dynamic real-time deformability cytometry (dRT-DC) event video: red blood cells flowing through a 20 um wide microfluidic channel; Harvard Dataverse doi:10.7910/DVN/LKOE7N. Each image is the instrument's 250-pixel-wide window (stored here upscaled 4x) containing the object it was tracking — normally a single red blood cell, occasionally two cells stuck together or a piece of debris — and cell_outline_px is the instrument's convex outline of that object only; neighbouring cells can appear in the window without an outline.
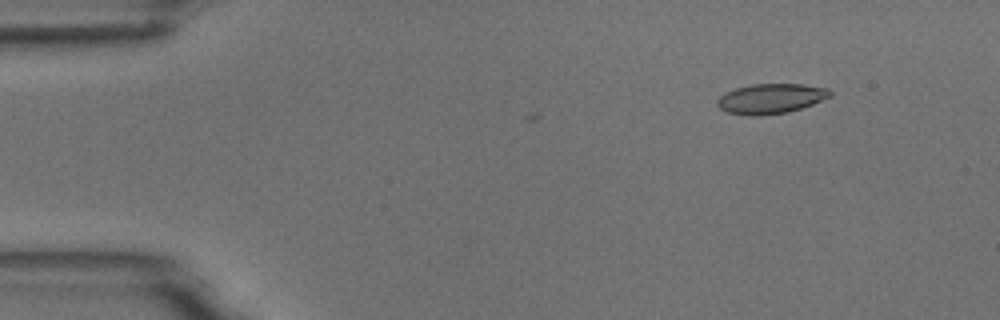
{"species": "common noctule bat (a hibernating species)", "species_latin": "Nyctalus noctula", "temperature_condition": "room temperature", "stored_images_in_passage": 3, "camera_frame_rate_fps": 3000, "um_per_image_px": 0.085, "animal": {"sex": "male", "body_mass_g": 18.8}, "frame": {"image": 1, "passage_image": 1, "time_ms": 0.0, "image_size_px": [1000, 320], "cell_outline_px": [[832, 96], [812, 104], [788, 112], [760, 116], [752, 116], [728, 112], [720, 108], [716, 104], [716, 100], [724, 92], [736, 88], [752, 84], [800, 84], [828, 88], [832, 92]], "centroid_in_image_um": [65.51, 8.38], "position_along_channel_um": 19.5, "area_um2": 19.71}}